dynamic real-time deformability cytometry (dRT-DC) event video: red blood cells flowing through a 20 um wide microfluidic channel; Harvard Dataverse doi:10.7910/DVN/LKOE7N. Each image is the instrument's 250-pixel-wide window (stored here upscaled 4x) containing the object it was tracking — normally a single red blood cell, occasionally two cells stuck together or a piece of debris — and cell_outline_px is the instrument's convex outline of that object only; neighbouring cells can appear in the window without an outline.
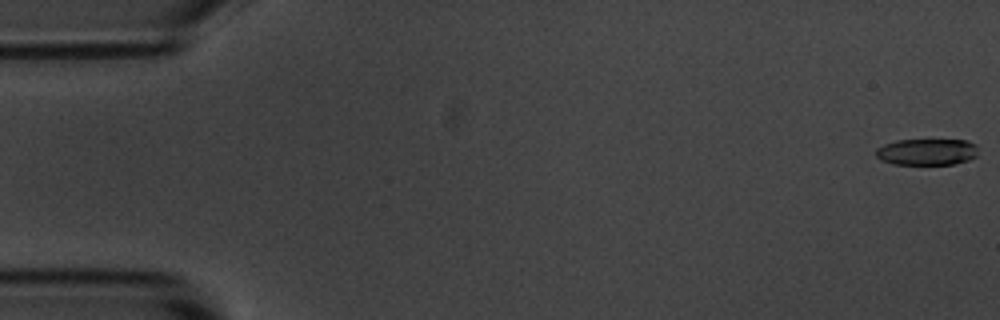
{"species": "common noctule bat (a hibernating species)", "species_latin": "Nyctalus noctula", "temperature_condition": "room temperature", "stored_images_in_passage": 13, "camera_frame_rate_fps": 3000, "um_per_image_px": 0.085, "animal": {"sex": "male", "body_mass_g": 20.1, "forearm_length_mm": 53.5}, "frame": {"image": 1, "passage_image": 1, "time_ms": 0.0, "image_size_px": [1000, 320], "cell_outline_px": [[976, 156], [968, 160], [956, 164], [892, 164], [880, 160], [876, 156], [876, 148], [884, 144], [896, 140], [964, 140], [976, 144]], "centroid_in_image_um": [78.75, 12.91], "position_along_channel_um": 6.2, "area_um2": 15.78}}